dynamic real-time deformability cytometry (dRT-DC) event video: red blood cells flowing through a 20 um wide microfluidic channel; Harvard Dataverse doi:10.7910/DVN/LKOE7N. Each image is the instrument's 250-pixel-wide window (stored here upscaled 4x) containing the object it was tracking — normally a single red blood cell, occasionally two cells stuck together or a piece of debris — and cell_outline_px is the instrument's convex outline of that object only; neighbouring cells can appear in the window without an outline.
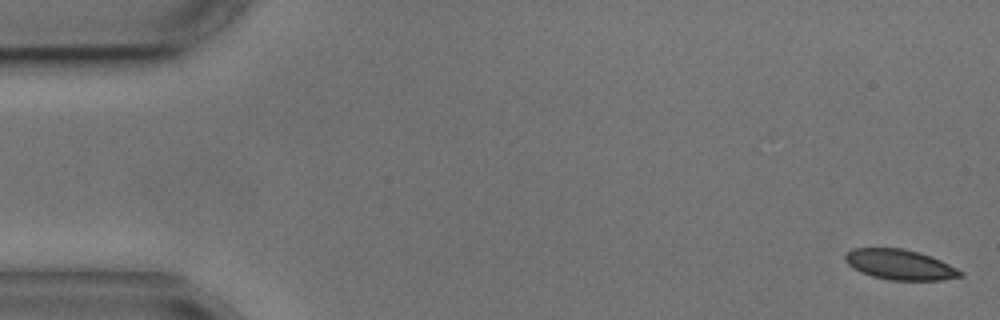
{"species": "common noctule bat (a hibernating species)", "species_latin": "Nyctalus noctula", "temperature_condition": "cold", "stored_images_in_passage": 4, "camera_frame_rate_fps": 3000, "um_per_image_px": 0.085, "animal": {"sex": "male", "body_mass_g": 17.9, "forearm_length_mm": 54.2}, "frame": {"image": 1, "passage_image": 1, "time_ms": 0.0, "image_size_px": [1000, 320], "cell_outline_px": [[964, 276], [944, 280], [892, 280], [872, 276], [860, 272], [852, 268], [844, 260], [844, 256], [852, 248], [904, 248], [940, 260], [964, 272]], "centroid_in_image_um": [76.48, 22.5], "position_along_channel_um": 8.5, "area_um2": 20.23}}
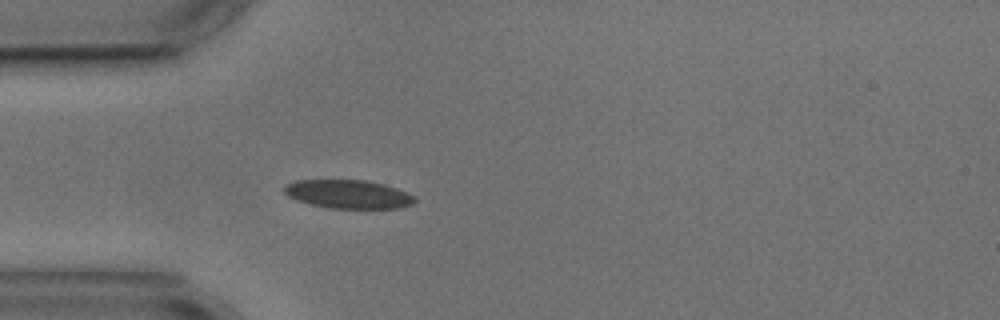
{"frame": {"image": 2, "passage_image": 4, "time_ms": 4.667, "image_size_px": [1000, 320], "cell_outline_px": [[416, 200], [412, 204], [400, 208], [328, 208], [296, 200], [288, 196], [284, 192], [284, 184], [296, 180], [368, 180], [384, 184], [396, 188], [412, 196]], "centroid_in_image_um": [29.56, 16.5], "position_along_channel_um": 55.4, "area_um2": 21.62}}